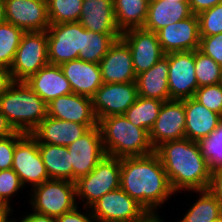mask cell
Here are the masks:
<instances>
[{"instance_id": "obj_9", "label": "cell", "mask_w": 222, "mask_h": 222, "mask_svg": "<svg viewBox=\"0 0 222 222\" xmlns=\"http://www.w3.org/2000/svg\"><path fill=\"white\" fill-rule=\"evenodd\" d=\"M12 169L18 174L25 188L29 184L32 189L50 179L38 148V141L31 134H25L15 145Z\"/></svg>"}, {"instance_id": "obj_45", "label": "cell", "mask_w": 222, "mask_h": 222, "mask_svg": "<svg viewBox=\"0 0 222 222\" xmlns=\"http://www.w3.org/2000/svg\"><path fill=\"white\" fill-rule=\"evenodd\" d=\"M56 222L54 218L46 215H41L32 211L19 220L13 218V222Z\"/></svg>"}, {"instance_id": "obj_12", "label": "cell", "mask_w": 222, "mask_h": 222, "mask_svg": "<svg viewBox=\"0 0 222 222\" xmlns=\"http://www.w3.org/2000/svg\"><path fill=\"white\" fill-rule=\"evenodd\" d=\"M169 100L194 96L199 88L196 79L194 51L168 53Z\"/></svg>"}, {"instance_id": "obj_13", "label": "cell", "mask_w": 222, "mask_h": 222, "mask_svg": "<svg viewBox=\"0 0 222 222\" xmlns=\"http://www.w3.org/2000/svg\"><path fill=\"white\" fill-rule=\"evenodd\" d=\"M120 38L131 51L136 75L147 71L165 56L157 34L153 31L146 30L143 27L133 28L124 31Z\"/></svg>"}, {"instance_id": "obj_25", "label": "cell", "mask_w": 222, "mask_h": 222, "mask_svg": "<svg viewBox=\"0 0 222 222\" xmlns=\"http://www.w3.org/2000/svg\"><path fill=\"white\" fill-rule=\"evenodd\" d=\"M168 72V54H165V56L150 69L137 75L136 84L138 95L163 102L168 101Z\"/></svg>"}, {"instance_id": "obj_36", "label": "cell", "mask_w": 222, "mask_h": 222, "mask_svg": "<svg viewBox=\"0 0 222 222\" xmlns=\"http://www.w3.org/2000/svg\"><path fill=\"white\" fill-rule=\"evenodd\" d=\"M200 36L222 33V2L197 15Z\"/></svg>"}, {"instance_id": "obj_20", "label": "cell", "mask_w": 222, "mask_h": 222, "mask_svg": "<svg viewBox=\"0 0 222 222\" xmlns=\"http://www.w3.org/2000/svg\"><path fill=\"white\" fill-rule=\"evenodd\" d=\"M47 116L79 124H98L92 98L71 93L47 104Z\"/></svg>"}, {"instance_id": "obj_49", "label": "cell", "mask_w": 222, "mask_h": 222, "mask_svg": "<svg viewBox=\"0 0 222 222\" xmlns=\"http://www.w3.org/2000/svg\"><path fill=\"white\" fill-rule=\"evenodd\" d=\"M6 22L5 18V1L0 0V24Z\"/></svg>"}, {"instance_id": "obj_42", "label": "cell", "mask_w": 222, "mask_h": 222, "mask_svg": "<svg viewBox=\"0 0 222 222\" xmlns=\"http://www.w3.org/2000/svg\"><path fill=\"white\" fill-rule=\"evenodd\" d=\"M207 190L219 201L222 206V169L211 172Z\"/></svg>"}, {"instance_id": "obj_19", "label": "cell", "mask_w": 222, "mask_h": 222, "mask_svg": "<svg viewBox=\"0 0 222 222\" xmlns=\"http://www.w3.org/2000/svg\"><path fill=\"white\" fill-rule=\"evenodd\" d=\"M98 124H79L46 116L30 133L38 143L68 146Z\"/></svg>"}, {"instance_id": "obj_10", "label": "cell", "mask_w": 222, "mask_h": 222, "mask_svg": "<svg viewBox=\"0 0 222 222\" xmlns=\"http://www.w3.org/2000/svg\"><path fill=\"white\" fill-rule=\"evenodd\" d=\"M90 210L102 222H135L147 212L121 188L100 197Z\"/></svg>"}, {"instance_id": "obj_5", "label": "cell", "mask_w": 222, "mask_h": 222, "mask_svg": "<svg viewBox=\"0 0 222 222\" xmlns=\"http://www.w3.org/2000/svg\"><path fill=\"white\" fill-rule=\"evenodd\" d=\"M120 158L105 155L96 167L75 181L76 199L90 208L106 193L120 188Z\"/></svg>"}, {"instance_id": "obj_21", "label": "cell", "mask_w": 222, "mask_h": 222, "mask_svg": "<svg viewBox=\"0 0 222 222\" xmlns=\"http://www.w3.org/2000/svg\"><path fill=\"white\" fill-rule=\"evenodd\" d=\"M79 23L87 30L110 35L115 41L121 37L113 0H83Z\"/></svg>"}, {"instance_id": "obj_15", "label": "cell", "mask_w": 222, "mask_h": 222, "mask_svg": "<svg viewBox=\"0 0 222 222\" xmlns=\"http://www.w3.org/2000/svg\"><path fill=\"white\" fill-rule=\"evenodd\" d=\"M184 100H168L161 105L159 115L149 131V140L155 149L161 143L185 138Z\"/></svg>"}, {"instance_id": "obj_47", "label": "cell", "mask_w": 222, "mask_h": 222, "mask_svg": "<svg viewBox=\"0 0 222 222\" xmlns=\"http://www.w3.org/2000/svg\"><path fill=\"white\" fill-rule=\"evenodd\" d=\"M135 222H164L157 212H146L139 220Z\"/></svg>"}, {"instance_id": "obj_34", "label": "cell", "mask_w": 222, "mask_h": 222, "mask_svg": "<svg viewBox=\"0 0 222 222\" xmlns=\"http://www.w3.org/2000/svg\"><path fill=\"white\" fill-rule=\"evenodd\" d=\"M83 0H47L50 24L79 22Z\"/></svg>"}, {"instance_id": "obj_6", "label": "cell", "mask_w": 222, "mask_h": 222, "mask_svg": "<svg viewBox=\"0 0 222 222\" xmlns=\"http://www.w3.org/2000/svg\"><path fill=\"white\" fill-rule=\"evenodd\" d=\"M30 191L33 212L54 219L73 210L79 203L76 202L75 182L69 180L49 179Z\"/></svg>"}, {"instance_id": "obj_28", "label": "cell", "mask_w": 222, "mask_h": 222, "mask_svg": "<svg viewBox=\"0 0 222 222\" xmlns=\"http://www.w3.org/2000/svg\"><path fill=\"white\" fill-rule=\"evenodd\" d=\"M150 0H113L116 25L121 33L142 28L148 16Z\"/></svg>"}, {"instance_id": "obj_50", "label": "cell", "mask_w": 222, "mask_h": 222, "mask_svg": "<svg viewBox=\"0 0 222 222\" xmlns=\"http://www.w3.org/2000/svg\"><path fill=\"white\" fill-rule=\"evenodd\" d=\"M166 1H177V2H182V3H189V0H166Z\"/></svg>"}, {"instance_id": "obj_32", "label": "cell", "mask_w": 222, "mask_h": 222, "mask_svg": "<svg viewBox=\"0 0 222 222\" xmlns=\"http://www.w3.org/2000/svg\"><path fill=\"white\" fill-rule=\"evenodd\" d=\"M24 31L4 22L0 24V66L10 68Z\"/></svg>"}, {"instance_id": "obj_18", "label": "cell", "mask_w": 222, "mask_h": 222, "mask_svg": "<svg viewBox=\"0 0 222 222\" xmlns=\"http://www.w3.org/2000/svg\"><path fill=\"white\" fill-rule=\"evenodd\" d=\"M99 65L103 83L136 82L131 51L121 38L110 46Z\"/></svg>"}, {"instance_id": "obj_24", "label": "cell", "mask_w": 222, "mask_h": 222, "mask_svg": "<svg viewBox=\"0 0 222 222\" xmlns=\"http://www.w3.org/2000/svg\"><path fill=\"white\" fill-rule=\"evenodd\" d=\"M186 116L185 138L197 142L211 134L222 117L204 107L193 97L184 99Z\"/></svg>"}, {"instance_id": "obj_51", "label": "cell", "mask_w": 222, "mask_h": 222, "mask_svg": "<svg viewBox=\"0 0 222 222\" xmlns=\"http://www.w3.org/2000/svg\"><path fill=\"white\" fill-rule=\"evenodd\" d=\"M213 222H222V214L216 218Z\"/></svg>"}, {"instance_id": "obj_40", "label": "cell", "mask_w": 222, "mask_h": 222, "mask_svg": "<svg viewBox=\"0 0 222 222\" xmlns=\"http://www.w3.org/2000/svg\"><path fill=\"white\" fill-rule=\"evenodd\" d=\"M199 50L222 67V33L200 36Z\"/></svg>"}, {"instance_id": "obj_39", "label": "cell", "mask_w": 222, "mask_h": 222, "mask_svg": "<svg viewBox=\"0 0 222 222\" xmlns=\"http://www.w3.org/2000/svg\"><path fill=\"white\" fill-rule=\"evenodd\" d=\"M25 134L17 131L9 137L0 138V170L12 168L15 145Z\"/></svg>"}, {"instance_id": "obj_16", "label": "cell", "mask_w": 222, "mask_h": 222, "mask_svg": "<svg viewBox=\"0 0 222 222\" xmlns=\"http://www.w3.org/2000/svg\"><path fill=\"white\" fill-rule=\"evenodd\" d=\"M6 22L24 32L46 31L50 26L47 0H4Z\"/></svg>"}, {"instance_id": "obj_27", "label": "cell", "mask_w": 222, "mask_h": 222, "mask_svg": "<svg viewBox=\"0 0 222 222\" xmlns=\"http://www.w3.org/2000/svg\"><path fill=\"white\" fill-rule=\"evenodd\" d=\"M38 148L50 179L73 182V167L67 146L38 143Z\"/></svg>"}, {"instance_id": "obj_31", "label": "cell", "mask_w": 222, "mask_h": 222, "mask_svg": "<svg viewBox=\"0 0 222 222\" xmlns=\"http://www.w3.org/2000/svg\"><path fill=\"white\" fill-rule=\"evenodd\" d=\"M114 42L115 40L108 34L89 31L83 27L82 49L78 59L99 64Z\"/></svg>"}, {"instance_id": "obj_30", "label": "cell", "mask_w": 222, "mask_h": 222, "mask_svg": "<svg viewBox=\"0 0 222 222\" xmlns=\"http://www.w3.org/2000/svg\"><path fill=\"white\" fill-rule=\"evenodd\" d=\"M162 104L163 101L138 95L136 101L124 113V116L134 126L143 128L149 133L159 115Z\"/></svg>"}, {"instance_id": "obj_44", "label": "cell", "mask_w": 222, "mask_h": 222, "mask_svg": "<svg viewBox=\"0 0 222 222\" xmlns=\"http://www.w3.org/2000/svg\"><path fill=\"white\" fill-rule=\"evenodd\" d=\"M13 82L10 70L0 66V97L9 89Z\"/></svg>"}, {"instance_id": "obj_11", "label": "cell", "mask_w": 222, "mask_h": 222, "mask_svg": "<svg viewBox=\"0 0 222 222\" xmlns=\"http://www.w3.org/2000/svg\"><path fill=\"white\" fill-rule=\"evenodd\" d=\"M137 97L136 82L103 83L92 97L98 122L107 116L124 114Z\"/></svg>"}, {"instance_id": "obj_48", "label": "cell", "mask_w": 222, "mask_h": 222, "mask_svg": "<svg viewBox=\"0 0 222 222\" xmlns=\"http://www.w3.org/2000/svg\"><path fill=\"white\" fill-rule=\"evenodd\" d=\"M13 211L8 207L0 206V222H13V218L9 219Z\"/></svg>"}, {"instance_id": "obj_8", "label": "cell", "mask_w": 222, "mask_h": 222, "mask_svg": "<svg viewBox=\"0 0 222 222\" xmlns=\"http://www.w3.org/2000/svg\"><path fill=\"white\" fill-rule=\"evenodd\" d=\"M46 31L49 64L78 59L83 42V26L79 22L50 24Z\"/></svg>"}, {"instance_id": "obj_17", "label": "cell", "mask_w": 222, "mask_h": 222, "mask_svg": "<svg viewBox=\"0 0 222 222\" xmlns=\"http://www.w3.org/2000/svg\"><path fill=\"white\" fill-rule=\"evenodd\" d=\"M158 41L165 54L199 49L200 34L197 15L167 25L157 32Z\"/></svg>"}, {"instance_id": "obj_1", "label": "cell", "mask_w": 222, "mask_h": 222, "mask_svg": "<svg viewBox=\"0 0 222 222\" xmlns=\"http://www.w3.org/2000/svg\"><path fill=\"white\" fill-rule=\"evenodd\" d=\"M120 167V188L147 212H158L163 203L175 194L155 152L120 158Z\"/></svg>"}, {"instance_id": "obj_2", "label": "cell", "mask_w": 222, "mask_h": 222, "mask_svg": "<svg viewBox=\"0 0 222 222\" xmlns=\"http://www.w3.org/2000/svg\"><path fill=\"white\" fill-rule=\"evenodd\" d=\"M167 173L171 188L180 191L207 190L211 171L198 144L187 138L161 143L154 149Z\"/></svg>"}, {"instance_id": "obj_3", "label": "cell", "mask_w": 222, "mask_h": 222, "mask_svg": "<svg viewBox=\"0 0 222 222\" xmlns=\"http://www.w3.org/2000/svg\"><path fill=\"white\" fill-rule=\"evenodd\" d=\"M98 125L106 155L124 158L144 156L154 152L149 133L143 128L134 126L124 114L102 118Z\"/></svg>"}, {"instance_id": "obj_41", "label": "cell", "mask_w": 222, "mask_h": 222, "mask_svg": "<svg viewBox=\"0 0 222 222\" xmlns=\"http://www.w3.org/2000/svg\"><path fill=\"white\" fill-rule=\"evenodd\" d=\"M86 213L79 211L77 205L73 210L64 213L55 219L56 222H97L96 218L92 215L90 208H87Z\"/></svg>"}, {"instance_id": "obj_33", "label": "cell", "mask_w": 222, "mask_h": 222, "mask_svg": "<svg viewBox=\"0 0 222 222\" xmlns=\"http://www.w3.org/2000/svg\"><path fill=\"white\" fill-rule=\"evenodd\" d=\"M197 144L210 171L222 169V120L211 134L199 139Z\"/></svg>"}, {"instance_id": "obj_23", "label": "cell", "mask_w": 222, "mask_h": 222, "mask_svg": "<svg viewBox=\"0 0 222 222\" xmlns=\"http://www.w3.org/2000/svg\"><path fill=\"white\" fill-rule=\"evenodd\" d=\"M25 83L46 103L73 93L70 83L64 76L59 65L47 64Z\"/></svg>"}, {"instance_id": "obj_29", "label": "cell", "mask_w": 222, "mask_h": 222, "mask_svg": "<svg viewBox=\"0 0 222 222\" xmlns=\"http://www.w3.org/2000/svg\"><path fill=\"white\" fill-rule=\"evenodd\" d=\"M190 192L199 193V198L178 222H213L222 214L221 204L208 190Z\"/></svg>"}, {"instance_id": "obj_46", "label": "cell", "mask_w": 222, "mask_h": 222, "mask_svg": "<svg viewBox=\"0 0 222 222\" xmlns=\"http://www.w3.org/2000/svg\"><path fill=\"white\" fill-rule=\"evenodd\" d=\"M17 131L12 127L7 118L0 111V138L9 137Z\"/></svg>"}, {"instance_id": "obj_7", "label": "cell", "mask_w": 222, "mask_h": 222, "mask_svg": "<svg viewBox=\"0 0 222 222\" xmlns=\"http://www.w3.org/2000/svg\"><path fill=\"white\" fill-rule=\"evenodd\" d=\"M49 64L47 31L24 32L9 70L14 81H26Z\"/></svg>"}, {"instance_id": "obj_43", "label": "cell", "mask_w": 222, "mask_h": 222, "mask_svg": "<svg viewBox=\"0 0 222 222\" xmlns=\"http://www.w3.org/2000/svg\"><path fill=\"white\" fill-rule=\"evenodd\" d=\"M221 2L222 0H189V5L192 13L194 15H198L199 13L216 6Z\"/></svg>"}, {"instance_id": "obj_26", "label": "cell", "mask_w": 222, "mask_h": 222, "mask_svg": "<svg viewBox=\"0 0 222 222\" xmlns=\"http://www.w3.org/2000/svg\"><path fill=\"white\" fill-rule=\"evenodd\" d=\"M189 3L150 0L144 29L156 33L159 29L192 15Z\"/></svg>"}, {"instance_id": "obj_35", "label": "cell", "mask_w": 222, "mask_h": 222, "mask_svg": "<svg viewBox=\"0 0 222 222\" xmlns=\"http://www.w3.org/2000/svg\"><path fill=\"white\" fill-rule=\"evenodd\" d=\"M195 72L198 87L221 83L222 67L211 57L194 50Z\"/></svg>"}, {"instance_id": "obj_22", "label": "cell", "mask_w": 222, "mask_h": 222, "mask_svg": "<svg viewBox=\"0 0 222 222\" xmlns=\"http://www.w3.org/2000/svg\"><path fill=\"white\" fill-rule=\"evenodd\" d=\"M59 66L75 94L92 98L103 84L99 64L76 59Z\"/></svg>"}, {"instance_id": "obj_37", "label": "cell", "mask_w": 222, "mask_h": 222, "mask_svg": "<svg viewBox=\"0 0 222 222\" xmlns=\"http://www.w3.org/2000/svg\"><path fill=\"white\" fill-rule=\"evenodd\" d=\"M23 187L18 174L12 168L0 170V206L8 207L12 210L13 208L10 205L11 198Z\"/></svg>"}, {"instance_id": "obj_4", "label": "cell", "mask_w": 222, "mask_h": 222, "mask_svg": "<svg viewBox=\"0 0 222 222\" xmlns=\"http://www.w3.org/2000/svg\"><path fill=\"white\" fill-rule=\"evenodd\" d=\"M47 104L25 83L14 81L0 97V111L12 127L30 134L47 116Z\"/></svg>"}, {"instance_id": "obj_38", "label": "cell", "mask_w": 222, "mask_h": 222, "mask_svg": "<svg viewBox=\"0 0 222 222\" xmlns=\"http://www.w3.org/2000/svg\"><path fill=\"white\" fill-rule=\"evenodd\" d=\"M193 98L204 107L222 117V85L221 83L199 87Z\"/></svg>"}, {"instance_id": "obj_14", "label": "cell", "mask_w": 222, "mask_h": 222, "mask_svg": "<svg viewBox=\"0 0 222 222\" xmlns=\"http://www.w3.org/2000/svg\"><path fill=\"white\" fill-rule=\"evenodd\" d=\"M67 148L73 167V182L88 175L106 155L99 125L90 128Z\"/></svg>"}]
</instances>
